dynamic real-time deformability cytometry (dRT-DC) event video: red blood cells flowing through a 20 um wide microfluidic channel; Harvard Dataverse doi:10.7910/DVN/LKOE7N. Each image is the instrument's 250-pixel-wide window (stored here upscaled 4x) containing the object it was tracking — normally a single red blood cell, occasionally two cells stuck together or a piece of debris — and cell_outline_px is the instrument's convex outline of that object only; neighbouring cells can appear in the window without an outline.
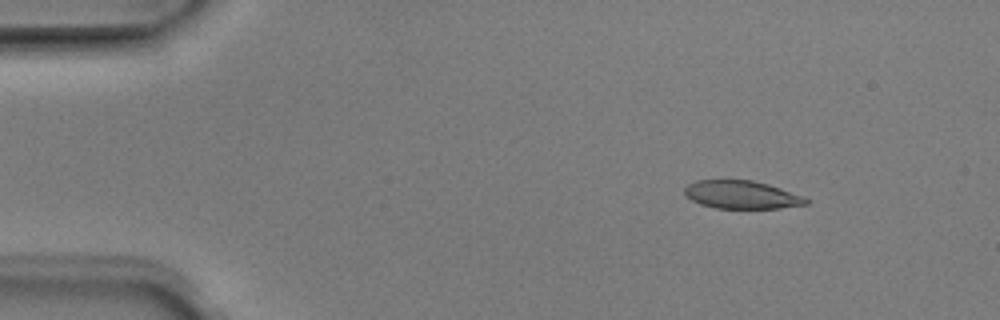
{"species": "Egyptian fruit bat (a non-hibernating species)", "species_latin": "Rousettus aegyptiacus", "temperature_condition": "room temperature", "stored_images_in_passage": 5, "camera_frame_rate_fps": 3000, "um_per_image_px": 0.085, "animal": {"sex": "male"}, "frame": {"image": 1, "passage_image": 2, "time_ms": 0.333, "image_size_px": [1000, 320], "cell_outline_px": [[808, 204], [780, 208], [716, 208], [700, 204], [692, 200], [684, 192], [684, 188], [688, 184], [696, 180], [752, 180], [768, 184], [804, 196], [808, 200]], "centroid_in_image_um": [63.04, 16.55], "position_along_channel_um": 22.0, "area_um2": 19.77}}
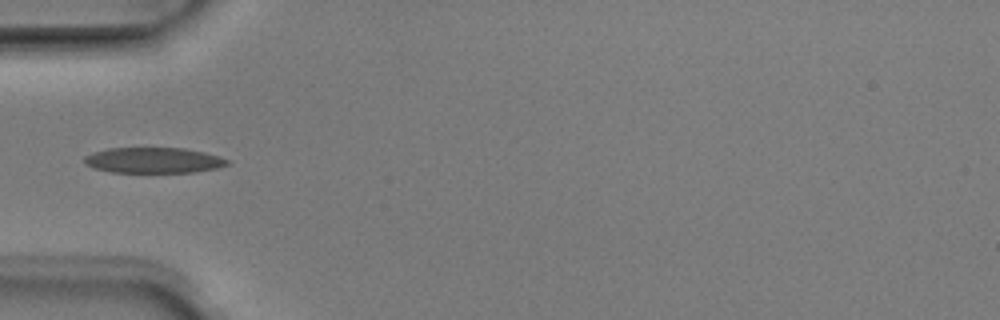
{"frame": {"image": 2, "passage_image": 5, "time_ms": 1.333, "image_size_px": [1000, 320], "cell_outline_px": [[228, 164], [216, 168], [196, 172], [112, 172], [92, 168], [84, 164], [84, 156], [92, 152], [108, 148], [184, 148], [204, 152], [220, 156], [228, 160]], "centroid_in_image_um": [13.01, 13.62], "position_along_channel_um": 72.0, "area_um2": 21.39}}